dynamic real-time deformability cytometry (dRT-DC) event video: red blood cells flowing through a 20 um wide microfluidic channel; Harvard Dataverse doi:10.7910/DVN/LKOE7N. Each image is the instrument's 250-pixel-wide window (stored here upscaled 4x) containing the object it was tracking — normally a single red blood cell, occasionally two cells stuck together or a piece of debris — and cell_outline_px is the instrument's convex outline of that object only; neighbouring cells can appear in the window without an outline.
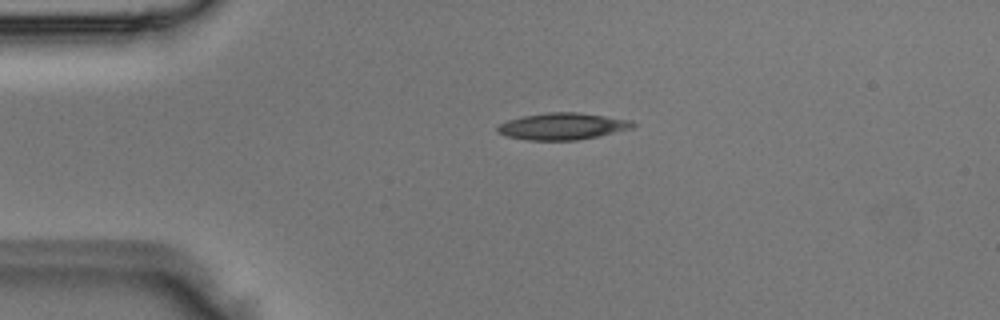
{"species": "Egyptian fruit bat (a non-hibernating species)", "species_latin": "Rousettus aegyptiacus", "temperature_condition": "room temperature", "stored_images_in_passage": 3, "segment_of_instrument_passage": [1, 2], "camera_frame_rate_fps": 3000, "um_per_image_px": 0.085, "animal": {"sex": "male"}, "frame": {"image": 1, "passage_image": 2, "time_ms": 0.333, "image_size_px": [1000, 320], "cell_outline_px": [[636, 124], [632, 128], [600, 136], [576, 140], [528, 140], [504, 136], [496, 132], [496, 128], [500, 124], [508, 120], [524, 116], [548, 112], [576, 112], [632, 120]], "centroid_in_image_um": [47.8, 10.74], "position_along_channel_um": 37.2, "area_um2": 21.1}}